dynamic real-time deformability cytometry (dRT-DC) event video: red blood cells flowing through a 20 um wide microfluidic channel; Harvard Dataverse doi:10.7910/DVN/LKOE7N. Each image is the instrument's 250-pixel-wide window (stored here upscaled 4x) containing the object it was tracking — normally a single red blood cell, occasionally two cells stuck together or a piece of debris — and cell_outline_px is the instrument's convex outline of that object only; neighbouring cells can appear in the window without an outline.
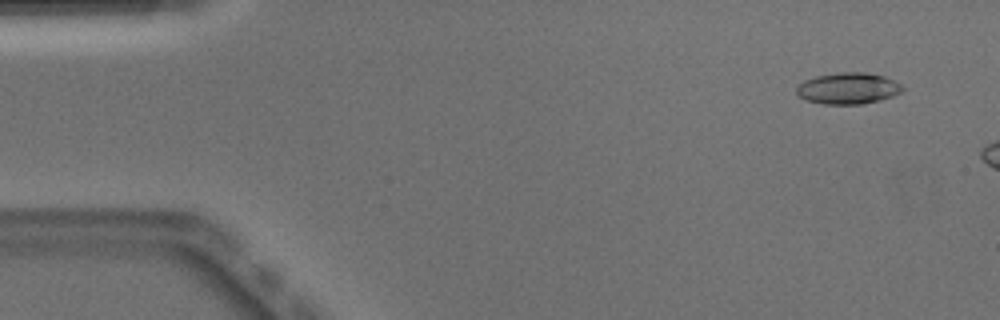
{"species": "Egyptian fruit bat (a non-hibernating species)", "species_latin": "Rousettus aegyptiacus", "temperature_condition": "warm", "stored_images_in_passage": 10, "camera_frame_rate_fps": 3000, "um_per_image_px": 0.085, "animal": {"sex": "male"}, "frame": {"image": 1, "passage_image": 4, "time_ms": 1.0, "image_size_px": [1000, 320], "cell_outline_px": [[904, 88], [900, 92], [892, 96], [880, 100], [860, 104], [824, 104], [804, 100], [796, 92], [796, 88], [804, 80], [816, 76], [840, 72], [864, 72], [884, 76], [900, 84]], "centroid_in_image_um": [72.06, 7.51], "position_along_channel_um": 12.9, "area_um2": 19.25}}